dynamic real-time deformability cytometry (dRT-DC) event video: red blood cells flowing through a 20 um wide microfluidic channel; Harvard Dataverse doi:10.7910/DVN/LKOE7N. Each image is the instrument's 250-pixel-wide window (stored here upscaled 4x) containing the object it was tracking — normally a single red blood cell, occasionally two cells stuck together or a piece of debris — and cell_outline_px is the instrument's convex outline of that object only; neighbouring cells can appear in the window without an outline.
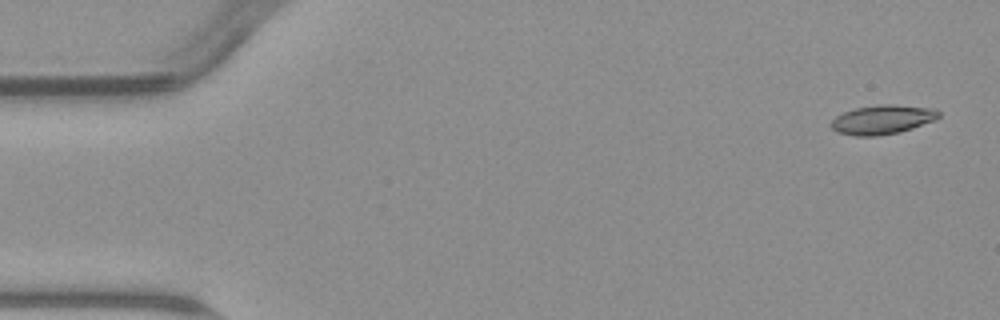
{"species": "common noctule bat (a hibernating species)", "species_latin": "Nyctalus noctula", "temperature_condition": "warm", "stored_images_in_passage": 4, "camera_frame_rate_fps": 3000, "um_per_image_px": 0.085, "animal": {"sex": "male", "body_mass_g": 23.1, "forearm_length_mm": 52.7}, "frame": {"image": 1, "passage_image": 1, "time_ms": 0.0, "image_size_px": [1000, 320], "cell_outline_px": [[940, 116], [936, 120], [900, 132], [876, 136], [856, 136], [836, 132], [828, 124], [836, 116], [844, 112], [856, 108], [880, 104], [896, 104], [936, 108], [940, 112]], "centroid_in_image_um": [75.02, 10.16], "position_along_channel_um": 10.0, "area_um2": 18.55}}
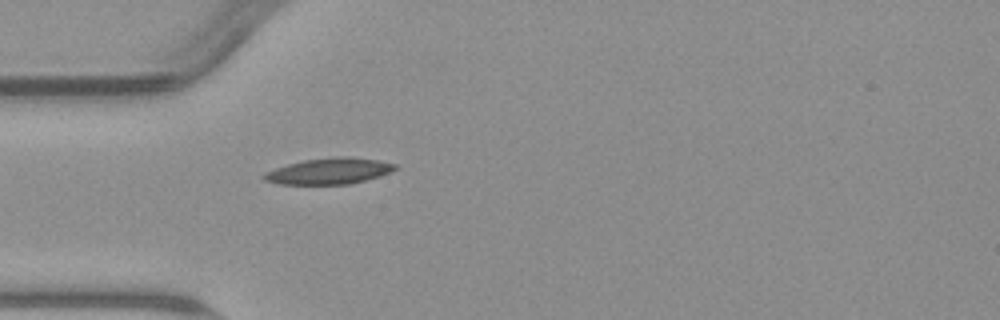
{"frame": {"image": 2, "passage_image": 4, "time_ms": 4.667, "image_size_px": [1000, 320], "cell_outline_px": [[400, 168], [380, 176], [352, 184], [280, 184], [264, 180], [260, 176], [264, 172], [288, 164], [304, 160], [336, 156], [352, 156], [376, 160], [396, 164]], "centroid_in_image_um": [27.99, 14.54], "position_along_channel_um": 57.0, "area_um2": 20.11}}